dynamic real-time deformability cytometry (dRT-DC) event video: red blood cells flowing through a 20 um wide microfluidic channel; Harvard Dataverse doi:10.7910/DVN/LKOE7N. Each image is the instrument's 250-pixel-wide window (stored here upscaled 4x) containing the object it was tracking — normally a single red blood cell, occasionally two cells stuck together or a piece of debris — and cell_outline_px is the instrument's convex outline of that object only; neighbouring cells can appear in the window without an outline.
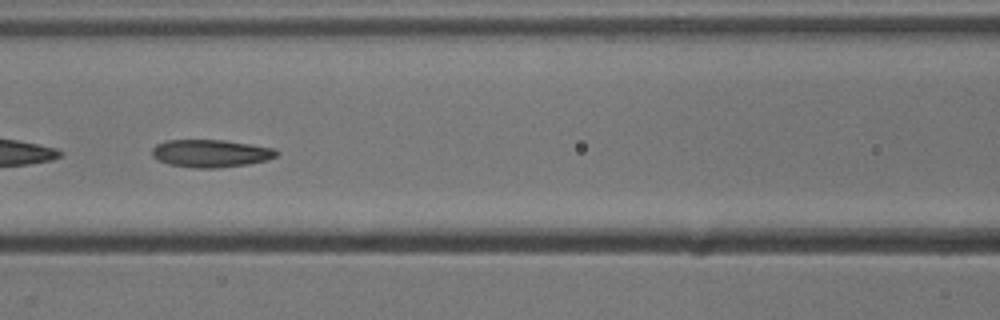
{"species": "common noctule bat (a hibernating species)", "species_latin": "Nyctalus noctula", "temperature_condition": "cold", "stored_images_in_passage": 52, "camera_frame_rate_fps": 3000, "um_per_image_px": 0.085, "animal": {"sex": "male", "body_mass_g": 13.3}, "frame": {"image": 1, "passage_image": 23, "time_ms": 7.333, "image_size_px": [1000, 320], "cell_outline_px": [[280, 152], [276, 156], [268, 160], [248, 164], [216, 168], [192, 168], [168, 164], [152, 156], [152, 148], [156, 144], [164, 140], [224, 140], [276, 148]], "centroid_in_image_um": [17.93, 13.03], "position_along_channel_um": 148.7, "area_um2": 20.23}, "authors_computed_cell_mechanics": {"area_um2": 20.5479, "velocity_mm_per_s": 3.8165, "shape_relaxation_time_tau1_ms": 2.8165, "shape_relaxation_time_tau2_ms": 1.959, "deformation_change_tau1": 0.1156, "deformation_change_tau2": 0.0861}}